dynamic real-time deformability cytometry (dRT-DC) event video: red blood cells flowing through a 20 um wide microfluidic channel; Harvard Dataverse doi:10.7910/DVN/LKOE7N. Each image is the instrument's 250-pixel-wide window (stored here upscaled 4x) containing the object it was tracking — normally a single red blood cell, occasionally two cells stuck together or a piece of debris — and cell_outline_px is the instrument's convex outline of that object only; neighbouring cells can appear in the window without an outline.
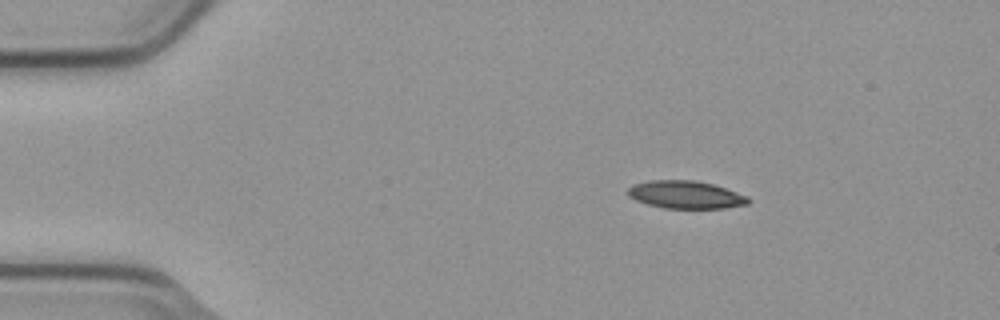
{"species": "common noctule bat (a hibernating species)", "species_latin": "Nyctalus noctula", "temperature_condition": "cold", "stored_images_in_passage": 46, "camera_frame_rate_fps": 3000, "um_per_image_px": 0.085, "animal": {"sex": "male", "body_mass_g": 23.1, "forearm_length_mm": 52.7}, "frame": {"image": 1, "passage_image": 1, "time_ms": 0.0, "image_size_px": [1000, 320], "cell_outline_px": [[752, 200], [748, 204], [724, 208], [664, 208], [648, 204], [636, 200], [628, 196], [628, 188], [632, 184], [648, 180], [696, 180], [712, 184], [748, 196]], "centroid_in_image_um": [58.27, 16.54], "position_along_channel_um": 26.7, "area_um2": 19.48}}
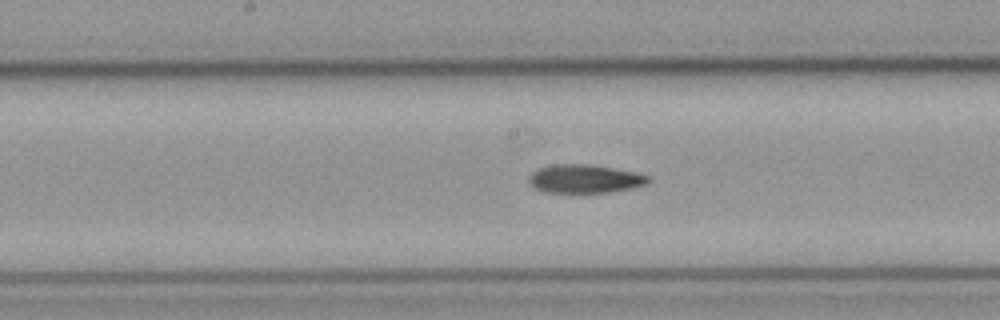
{"frame": {"image": 2, "passage_image": 20, "time_ms": 6.333, "image_size_px": [1000, 320], "cell_outline_px": [[652, 180], [648, 184], [636, 188], [608, 192], [544, 192], [536, 188], [528, 180], [528, 176], [532, 172], [540, 168], [552, 164], [588, 164], [636, 172], [648, 176]], "centroid_in_image_um": [49.75, 15.2], "position_along_channel_um": 198.5, "area_um2": 19.83}}
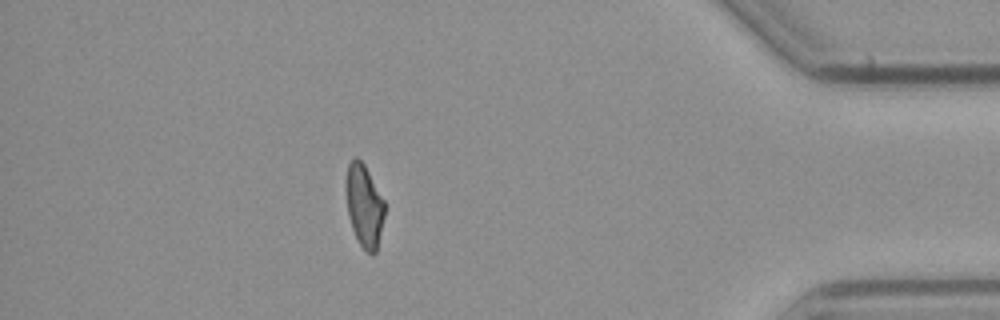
{"frame": {"image": 3, "passage_image": 40, "time_ms": 13.0, "image_size_px": [1000, 320], "cell_outline_px": [[384, 216], [376, 252], [372, 256], [360, 244], [352, 228], [348, 216], [344, 192], [344, 184], [348, 164], [356, 156], [364, 164], [384, 200]], "centroid_in_image_um": [30.92, 17.45], "position_along_channel_um": 404.3, "area_um2": 18.67}}